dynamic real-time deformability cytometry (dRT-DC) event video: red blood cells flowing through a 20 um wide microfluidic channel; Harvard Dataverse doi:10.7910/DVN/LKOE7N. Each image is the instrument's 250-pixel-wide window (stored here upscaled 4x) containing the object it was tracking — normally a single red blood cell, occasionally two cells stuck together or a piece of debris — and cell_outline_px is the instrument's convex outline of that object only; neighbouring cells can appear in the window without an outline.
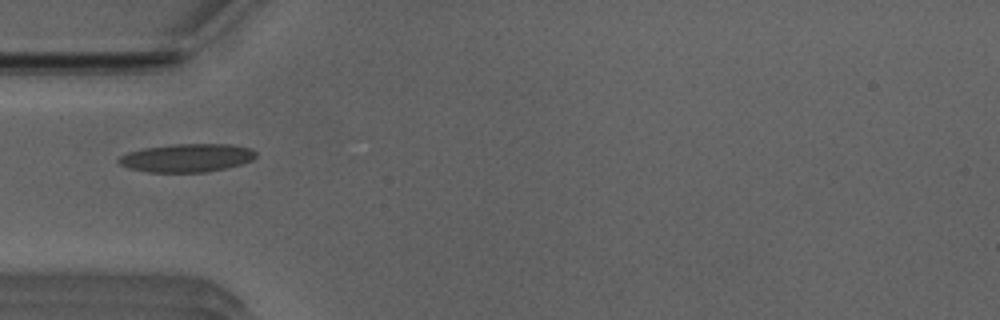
{"species": "Egyptian fruit bat (a non-hibernating species)", "species_latin": "Rousettus aegyptiacus", "temperature_condition": "room temperature", "stored_images_in_passage": 15, "camera_frame_rate_fps": 3000, "um_per_image_px": 0.085, "animal": {"sex": "male"}, "frame": {"image": 1, "passage_image": 1, "time_ms": 0.0, "image_size_px": [1000, 320], "cell_outline_px": [[256, 156], [252, 160], [240, 164], [224, 168], [204, 172], [148, 172], [128, 168], [120, 164], [116, 160], [120, 156], [128, 152], [144, 148], [176, 144], [232, 144], [252, 148], [256, 152]], "centroid_in_image_um": [15.88, 13.41], "position_along_channel_um": 69.1, "area_um2": 22.54}}
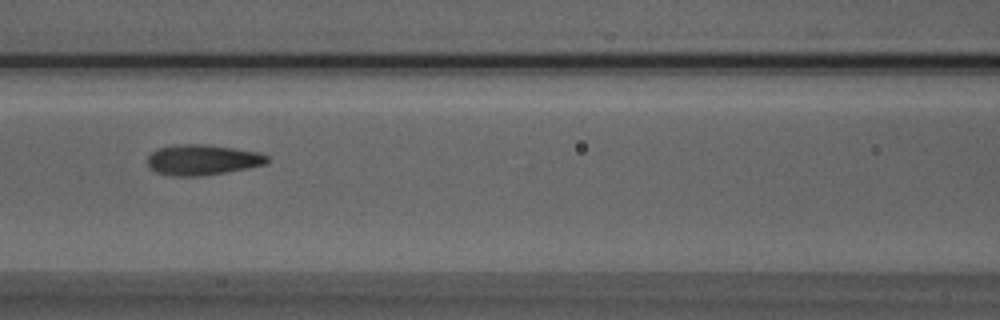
{"frame": {"image": 2, "passage_image": 7, "time_ms": 2.0, "image_size_px": [1000, 320], "cell_outline_px": [[268, 160], [264, 164], [248, 168], [224, 172], [196, 176], [172, 176], [156, 172], [148, 168], [148, 156], [152, 152], [160, 148], [180, 144], [208, 144], [260, 152], [268, 156]], "centroid_in_image_um": [17.2, 13.58], "position_along_channel_um": 149.4, "area_um2": 21.15}}
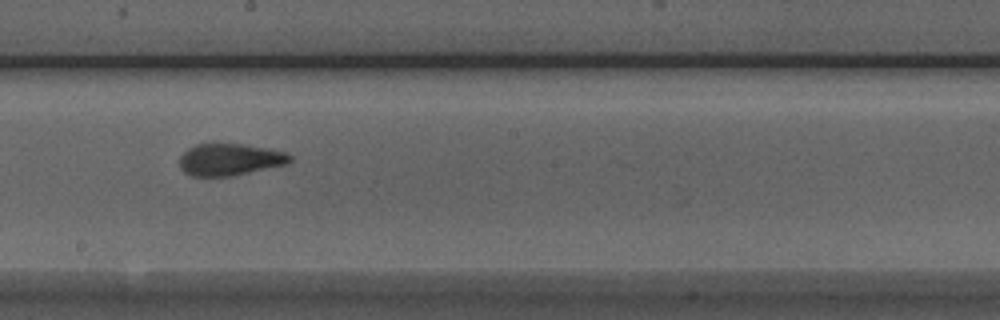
{"frame": {"image": 3, "passage_image": 13, "time_ms": 4.0, "image_size_px": [1000, 320], "cell_outline_px": [[292, 160], [288, 164], [232, 176], [192, 176], [184, 172], [180, 168], [180, 156], [188, 148], [196, 144], [240, 144], [268, 148], [288, 152], [292, 156]], "centroid_in_image_um": [19.56, 13.56], "position_along_channel_um": 228.6, "area_um2": 20.63}}